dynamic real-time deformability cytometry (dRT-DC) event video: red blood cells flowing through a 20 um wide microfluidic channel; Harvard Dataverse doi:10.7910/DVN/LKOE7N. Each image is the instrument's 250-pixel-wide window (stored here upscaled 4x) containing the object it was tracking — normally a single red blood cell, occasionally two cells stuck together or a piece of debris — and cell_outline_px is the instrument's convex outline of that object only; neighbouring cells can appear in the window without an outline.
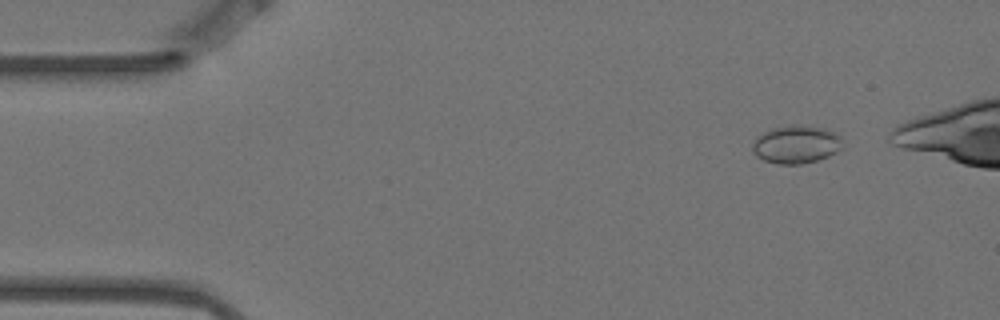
{"species": "Egyptian fruit bat (a non-hibernating species)", "species_latin": "Rousettus aegyptiacus", "temperature_condition": "warm", "stored_images_in_passage": 6, "camera_frame_rate_fps": 3000, "um_per_image_px": 0.085, "animal": {"sex": "female"}, "frame": {"image": 1, "passage_image": 1, "time_ms": 0.0, "image_size_px": [1000, 320], "cell_outline_px": [[840, 148], [836, 152], [828, 156], [816, 160], [800, 164], [776, 164], [764, 160], [756, 156], [752, 152], [752, 144], [756, 136], [772, 128], [792, 124], [796, 124], [824, 128], [836, 132], [840, 136]], "centroid_in_image_um": [67.63, 12.26], "position_along_channel_um": 17.4, "area_um2": 20.0}}
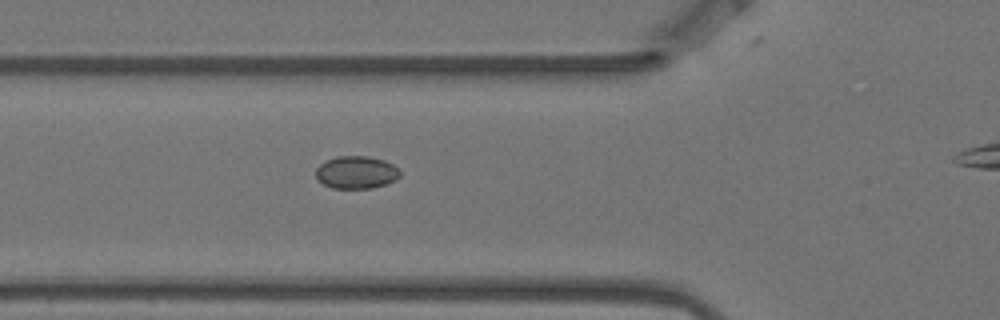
{"frame": {"image": 2, "passage_image": 5, "time_ms": 1.333, "image_size_px": [1000, 320], "cell_outline_px": [[400, 176], [384, 184], [372, 188], [332, 188], [324, 184], [316, 176], [316, 168], [320, 164], [336, 156], [368, 156], [384, 160], [392, 164], [400, 172]], "centroid_in_image_um": [30.27, 14.64], "position_along_channel_um": 95.5, "area_um2": 15.72}}